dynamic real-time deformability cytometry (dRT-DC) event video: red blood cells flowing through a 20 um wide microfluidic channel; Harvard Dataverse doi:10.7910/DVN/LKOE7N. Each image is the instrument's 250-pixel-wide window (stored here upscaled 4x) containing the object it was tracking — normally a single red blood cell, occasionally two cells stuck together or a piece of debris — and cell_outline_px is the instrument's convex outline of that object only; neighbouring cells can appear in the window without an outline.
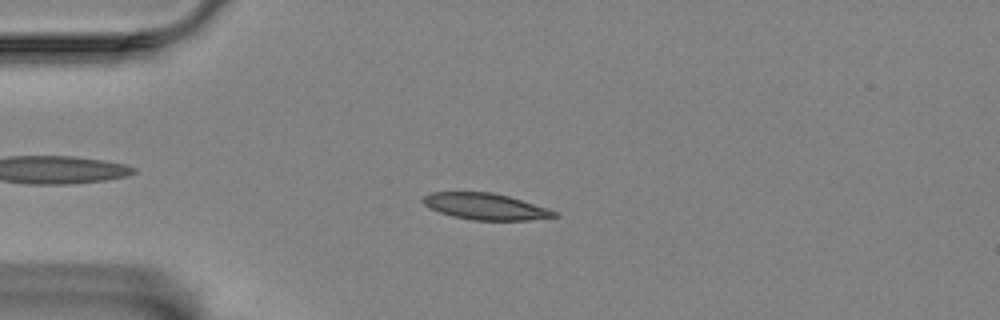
{"species": "Egyptian fruit bat (a non-hibernating species)", "species_latin": "Rousettus aegyptiacus", "temperature_condition": "room temperature", "stored_images_in_passage": 56, "camera_frame_rate_fps": 3000, "um_per_image_px": 0.085, "animal": {"sex": "female"}, "frame": {"image": 1, "passage_image": 13, "time_ms": 4.0, "image_size_px": [1000, 320], "cell_outline_px": [[560, 216], [528, 220], [472, 220], [452, 216], [428, 208], [420, 200], [424, 196], [432, 192], [492, 192], [508, 196], [548, 208], [560, 212]], "centroid_in_image_um": [41.27, 17.55], "position_along_channel_um": 43.7, "area_um2": 20.29}}
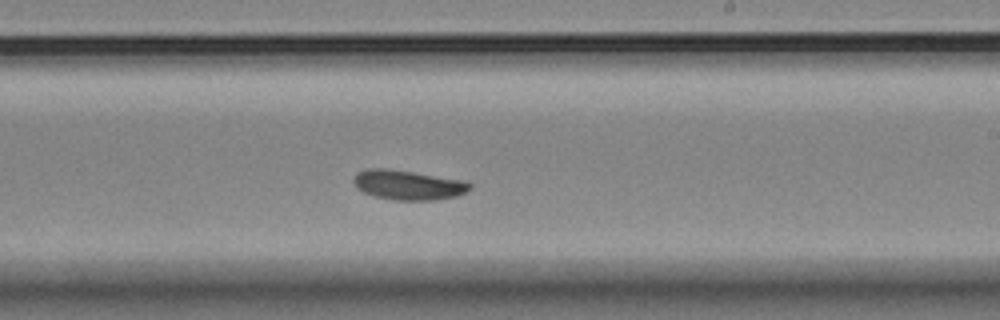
{"frame": {"image": 2, "passage_image": 33, "time_ms": 10.667, "image_size_px": [1000, 320], "cell_outline_px": [[472, 188], [468, 192], [456, 196], [436, 200], [392, 200], [376, 196], [364, 192], [356, 188], [352, 180], [356, 172], [368, 168], [384, 168], [468, 180], [472, 184]], "centroid_in_image_um": [34.73, 15.72], "position_along_channel_um": 254.3, "area_um2": 20.4}}
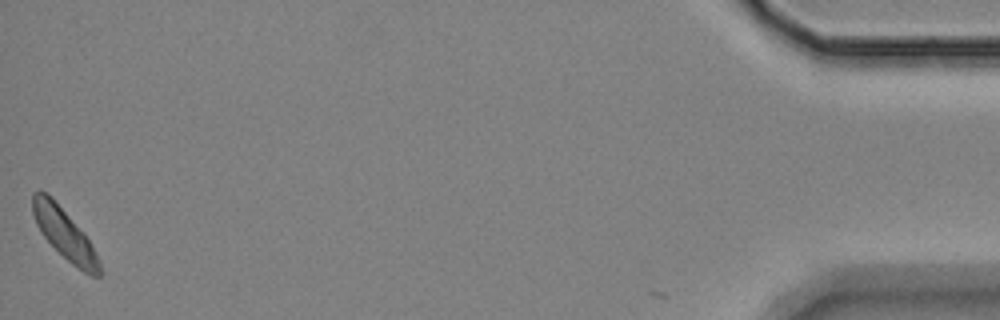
{"frame": {"image": 3, "passage_image": 56, "time_ms": 18.333, "image_size_px": [1000, 320], "cell_outline_px": [[100, 276], [92, 276], [84, 272], [72, 264], [40, 232], [36, 224], [32, 212], [32, 192], [48, 192], [52, 196], [84, 232], [100, 260]], "centroid_in_image_um": [5.48, 19.84], "position_along_channel_um": 429.7, "area_um2": 19.54}, "authors_computed_cell_mechanics": {"area_um2": 19.7676, "velocity_mm_per_s": 3.4669, "shape_relaxation_time_tau1_ms": 9.6902, "shape_relaxation_time_tau2_ms": null, "deformation_change_tau1": 0.2462, "deformation_change_tau2": null}}